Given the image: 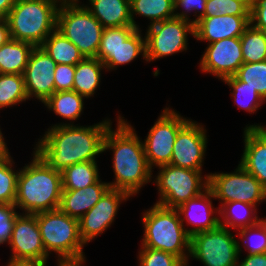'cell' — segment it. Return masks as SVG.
<instances>
[{
    "label": "cell",
    "instance_id": "cell-1",
    "mask_svg": "<svg viewBox=\"0 0 266 266\" xmlns=\"http://www.w3.org/2000/svg\"><path fill=\"white\" fill-rule=\"evenodd\" d=\"M110 119L92 126L58 125L49 127L38 139L34 151L52 168L63 171L76 163L96 161L103 153V141Z\"/></svg>",
    "mask_w": 266,
    "mask_h": 266
},
{
    "label": "cell",
    "instance_id": "cell-2",
    "mask_svg": "<svg viewBox=\"0 0 266 266\" xmlns=\"http://www.w3.org/2000/svg\"><path fill=\"white\" fill-rule=\"evenodd\" d=\"M116 122V130L111 125L103 141V152H113L115 179L108 184L110 188L124 191L133 197L152 181L154 170L147 162L143 142L132 125L121 115L117 116Z\"/></svg>",
    "mask_w": 266,
    "mask_h": 266
},
{
    "label": "cell",
    "instance_id": "cell-3",
    "mask_svg": "<svg viewBox=\"0 0 266 266\" xmlns=\"http://www.w3.org/2000/svg\"><path fill=\"white\" fill-rule=\"evenodd\" d=\"M32 155L31 162L19 170L14 205L27 214L58 209L62 173L50 167L35 151Z\"/></svg>",
    "mask_w": 266,
    "mask_h": 266
},
{
    "label": "cell",
    "instance_id": "cell-4",
    "mask_svg": "<svg viewBox=\"0 0 266 266\" xmlns=\"http://www.w3.org/2000/svg\"><path fill=\"white\" fill-rule=\"evenodd\" d=\"M144 235L141 248L161 250L179 257L189 266L190 236L176 208L153 204L143 212Z\"/></svg>",
    "mask_w": 266,
    "mask_h": 266
},
{
    "label": "cell",
    "instance_id": "cell-5",
    "mask_svg": "<svg viewBox=\"0 0 266 266\" xmlns=\"http://www.w3.org/2000/svg\"><path fill=\"white\" fill-rule=\"evenodd\" d=\"M58 7L53 0H16L6 17L11 39L41 46L56 29Z\"/></svg>",
    "mask_w": 266,
    "mask_h": 266
},
{
    "label": "cell",
    "instance_id": "cell-6",
    "mask_svg": "<svg viewBox=\"0 0 266 266\" xmlns=\"http://www.w3.org/2000/svg\"><path fill=\"white\" fill-rule=\"evenodd\" d=\"M42 242L48 255L56 253L58 260L85 257L86 245L80 236L79 221L59 208L36 214Z\"/></svg>",
    "mask_w": 266,
    "mask_h": 266
},
{
    "label": "cell",
    "instance_id": "cell-7",
    "mask_svg": "<svg viewBox=\"0 0 266 266\" xmlns=\"http://www.w3.org/2000/svg\"><path fill=\"white\" fill-rule=\"evenodd\" d=\"M81 3L71 0L59 5L56 29L77 46L84 57L96 58L104 27Z\"/></svg>",
    "mask_w": 266,
    "mask_h": 266
},
{
    "label": "cell",
    "instance_id": "cell-8",
    "mask_svg": "<svg viewBox=\"0 0 266 266\" xmlns=\"http://www.w3.org/2000/svg\"><path fill=\"white\" fill-rule=\"evenodd\" d=\"M158 169L160 170L153 181L159 192L156 203L164 207L177 208L208 188L209 174L203 176L202 171L171 164L160 166Z\"/></svg>",
    "mask_w": 266,
    "mask_h": 266
},
{
    "label": "cell",
    "instance_id": "cell-9",
    "mask_svg": "<svg viewBox=\"0 0 266 266\" xmlns=\"http://www.w3.org/2000/svg\"><path fill=\"white\" fill-rule=\"evenodd\" d=\"M242 245L231 230L218 225L190 237V255L203 266H237Z\"/></svg>",
    "mask_w": 266,
    "mask_h": 266
},
{
    "label": "cell",
    "instance_id": "cell-10",
    "mask_svg": "<svg viewBox=\"0 0 266 266\" xmlns=\"http://www.w3.org/2000/svg\"><path fill=\"white\" fill-rule=\"evenodd\" d=\"M146 31V62H153L156 59L187 51L188 35L194 37V23L174 17L148 25Z\"/></svg>",
    "mask_w": 266,
    "mask_h": 266
},
{
    "label": "cell",
    "instance_id": "cell-11",
    "mask_svg": "<svg viewBox=\"0 0 266 266\" xmlns=\"http://www.w3.org/2000/svg\"><path fill=\"white\" fill-rule=\"evenodd\" d=\"M208 187L215 200H220V207L230 201H241L258 206L266 202V189L240 164L234 172L209 173Z\"/></svg>",
    "mask_w": 266,
    "mask_h": 266
},
{
    "label": "cell",
    "instance_id": "cell-12",
    "mask_svg": "<svg viewBox=\"0 0 266 266\" xmlns=\"http://www.w3.org/2000/svg\"><path fill=\"white\" fill-rule=\"evenodd\" d=\"M189 120L170 107L164 108L142 141L151 169L170 164L177 133Z\"/></svg>",
    "mask_w": 266,
    "mask_h": 266
},
{
    "label": "cell",
    "instance_id": "cell-13",
    "mask_svg": "<svg viewBox=\"0 0 266 266\" xmlns=\"http://www.w3.org/2000/svg\"><path fill=\"white\" fill-rule=\"evenodd\" d=\"M8 245L12 250L9 260L48 261L49 255L42 242L36 214L20 213L16 216Z\"/></svg>",
    "mask_w": 266,
    "mask_h": 266
},
{
    "label": "cell",
    "instance_id": "cell-14",
    "mask_svg": "<svg viewBox=\"0 0 266 266\" xmlns=\"http://www.w3.org/2000/svg\"><path fill=\"white\" fill-rule=\"evenodd\" d=\"M202 123L190 119L177 133L170 164L202 171L207 148V134Z\"/></svg>",
    "mask_w": 266,
    "mask_h": 266
},
{
    "label": "cell",
    "instance_id": "cell-15",
    "mask_svg": "<svg viewBox=\"0 0 266 266\" xmlns=\"http://www.w3.org/2000/svg\"><path fill=\"white\" fill-rule=\"evenodd\" d=\"M131 196L121 190L109 188L100 200L86 212L79 221L81 239L85 244L101 235L111 227L117 215L120 204Z\"/></svg>",
    "mask_w": 266,
    "mask_h": 266
},
{
    "label": "cell",
    "instance_id": "cell-16",
    "mask_svg": "<svg viewBox=\"0 0 266 266\" xmlns=\"http://www.w3.org/2000/svg\"><path fill=\"white\" fill-rule=\"evenodd\" d=\"M200 60L199 68L203 73L212 74L221 81L234 76L243 64L240 37L207 43Z\"/></svg>",
    "mask_w": 266,
    "mask_h": 266
},
{
    "label": "cell",
    "instance_id": "cell-17",
    "mask_svg": "<svg viewBox=\"0 0 266 266\" xmlns=\"http://www.w3.org/2000/svg\"><path fill=\"white\" fill-rule=\"evenodd\" d=\"M56 62L41 46L34 47L23 73L29 100L35 97L44 103L54 92V70Z\"/></svg>",
    "mask_w": 266,
    "mask_h": 266
},
{
    "label": "cell",
    "instance_id": "cell-18",
    "mask_svg": "<svg viewBox=\"0 0 266 266\" xmlns=\"http://www.w3.org/2000/svg\"><path fill=\"white\" fill-rule=\"evenodd\" d=\"M212 199L215 200V197L208 187L200 195L184 202L176 208L183 226H185L184 221L186 220L187 224L193 227L189 229L185 228L186 233L190 237L202 231L215 229L219 225V217L217 215L219 208L214 209ZM214 214L215 216H213Z\"/></svg>",
    "mask_w": 266,
    "mask_h": 266
},
{
    "label": "cell",
    "instance_id": "cell-19",
    "mask_svg": "<svg viewBox=\"0 0 266 266\" xmlns=\"http://www.w3.org/2000/svg\"><path fill=\"white\" fill-rule=\"evenodd\" d=\"M250 25V16L202 17L194 23V38L209 44L224 38L240 37Z\"/></svg>",
    "mask_w": 266,
    "mask_h": 266
},
{
    "label": "cell",
    "instance_id": "cell-20",
    "mask_svg": "<svg viewBox=\"0 0 266 266\" xmlns=\"http://www.w3.org/2000/svg\"><path fill=\"white\" fill-rule=\"evenodd\" d=\"M239 164L266 189V128H244Z\"/></svg>",
    "mask_w": 266,
    "mask_h": 266
},
{
    "label": "cell",
    "instance_id": "cell-21",
    "mask_svg": "<svg viewBox=\"0 0 266 266\" xmlns=\"http://www.w3.org/2000/svg\"><path fill=\"white\" fill-rule=\"evenodd\" d=\"M108 182L99 179L83 189L62 190L59 209L75 219L88 212L109 189Z\"/></svg>",
    "mask_w": 266,
    "mask_h": 266
},
{
    "label": "cell",
    "instance_id": "cell-22",
    "mask_svg": "<svg viewBox=\"0 0 266 266\" xmlns=\"http://www.w3.org/2000/svg\"><path fill=\"white\" fill-rule=\"evenodd\" d=\"M142 30L136 29L117 48H99L96 58L99 59L106 68V71L117 70L119 65L132 62L139 55L146 61L145 36Z\"/></svg>",
    "mask_w": 266,
    "mask_h": 266
},
{
    "label": "cell",
    "instance_id": "cell-23",
    "mask_svg": "<svg viewBox=\"0 0 266 266\" xmlns=\"http://www.w3.org/2000/svg\"><path fill=\"white\" fill-rule=\"evenodd\" d=\"M85 7L104 28L133 26L130 0H88Z\"/></svg>",
    "mask_w": 266,
    "mask_h": 266
},
{
    "label": "cell",
    "instance_id": "cell-24",
    "mask_svg": "<svg viewBox=\"0 0 266 266\" xmlns=\"http://www.w3.org/2000/svg\"><path fill=\"white\" fill-rule=\"evenodd\" d=\"M105 65L97 58L85 57L75 65L73 90L85 98L94 96L100 86Z\"/></svg>",
    "mask_w": 266,
    "mask_h": 266
},
{
    "label": "cell",
    "instance_id": "cell-25",
    "mask_svg": "<svg viewBox=\"0 0 266 266\" xmlns=\"http://www.w3.org/2000/svg\"><path fill=\"white\" fill-rule=\"evenodd\" d=\"M85 97L78 94L76 91H60L54 92L43 104L49 111L70 121L69 123L54 124L58 125H74L75 120L83 113ZM73 121V122H72Z\"/></svg>",
    "mask_w": 266,
    "mask_h": 266
},
{
    "label": "cell",
    "instance_id": "cell-26",
    "mask_svg": "<svg viewBox=\"0 0 266 266\" xmlns=\"http://www.w3.org/2000/svg\"><path fill=\"white\" fill-rule=\"evenodd\" d=\"M219 208V225L231 230H239L257 224L262 218L257 215V207L255 205L241 202L230 201L224 203ZM223 219V220H221Z\"/></svg>",
    "mask_w": 266,
    "mask_h": 266
},
{
    "label": "cell",
    "instance_id": "cell-27",
    "mask_svg": "<svg viewBox=\"0 0 266 266\" xmlns=\"http://www.w3.org/2000/svg\"><path fill=\"white\" fill-rule=\"evenodd\" d=\"M34 46L27 42L10 39L0 47V74H22Z\"/></svg>",
    "mask_w": 266,
    "mask_h": 266
},
{
    "label": "cell",
    "instance_id": "cell-28",
    "mask_svg": "<svg viewBox=\"0 0 266 266\" xmlns=\"http://www.w3.org/2000/svg\"><path fill=\"white\" fill-rule=\"evenodd\" d=\"M41 47L56 64L76 65L85 58L78 47L57 29L45 39Z\"/></svg>",
    "mask_w": 266,
    "mask_h": 266
},
{
    "label": "cell",
    "instance_id": "cell-29",
    "mask_svg": "<svg viewBox=\"0 0 266 266\" xmlns=\"http://www.w3.org/2000/svg\"><path fill=\"white\" fill-rule=\"evenodd\" d=\"M130 15L132 24L139 29L134 20L136 15L149 19L154 24L175 17L174 0H130Z\"/></svg>",
    "mask_w": 266,
    "mask_h": 266
},
{
    "label": "cell",
    "instance_id": "cell-30",
    "mask_svg": "<svg viewBox=\"0 0 266 266\" xmlns=\"http://www.w3.org/2000/svg\"><path fill=\"white\" fill-rule=\"evenodd\" d=\"M96 161L76 163L65 168L62 173V190L83 189L96 183L99 179Z\"/></svg>",
    "mask_w": 266,
    "mask_h": 266
},
{
    "label": "cell",
    "instance_id": "cell-31",
    "mask_svg": "<svg viewBox=\"0 0 266 266\" xmlns=\"http://www.w3.org/2000/svg\"><path fill=\"white\" fill-rule=\"evenodd\" d=\"M243 63L266 60V32L255 29L251 24L240 36Z\"/></svg>",
    "mask_w": 266,
    "mask_h": 266
},
{
    "label": "cell",
    "instance_id": "cell-32",
    "mask_svg": "<svg viewBox=\"0 0 266 266\" xmlns=\"http://www.w3.org/2000/svg\"><path fill=\"white\" fill-rule=\"evenodd\" d=\"M29 100L22 74H0V109Z\"/></svg>",
    "mask_w": 266,
    "mask_h": 266
},
{
    "label": "cell",
    "instance_id": "cell-33",
    "mask_svg": "<svg viewBox=\"0 0 266 266\" xmlns=\"http://www.w3.org/2000/svg\"><path fill=\"white\" fill-rule=\"evenodd\" d=\"M222 82L227 84L229 88L231 87L230 94H232L231 97L234 99L237 108L253 114L265 103V100L256 90L247 86V83L240 81L235 75L225 78Z\"/></svg>",
    "mask_w": 266,
    "mask_h": 266
},
{
    "label": "cell",
    "instance_id": "cell-34",
    "mask_svg": "<svg viewBox=\"0 0 266 266\" xmlns=\"http://www.w3.org/2000/svg\"><path fill=\"white\" fill-rule=\"evenodd\" d=\"M13 164L9 151L0 158V204H15L19 170H15Z\"/></svg>",
    "mask_w": 266,
    "mask_h": 266
},
{
    "label": "cell",
    "instance_id": "cell-35",
    "mask_svg": "<svg viewBox=\"0 0 266 266\" xmlns=\"http://www.w3.org/2000/svg\"><path fill=\"white\" fill-rule=\"evenodd\" d=\"M235 76L247 86L256 90L266 101V60L255 63H243Z\"/></svg>",
    "mask_w": 266,
    "mask_h": 266
},
{
    "label": "cell",
    "instance_id": "cell-36",
    "mask_svg": "<svg viewBox=\"0 0 266 266\" xmlns=\"http://www.w3.org/2000/svg\"><path fill=\"white\" fill-rule=\"evenodd\" d=\"M237 236L247 250V254L266 253V217L257 224L238 230Z\"/></svg>",
    "mask_w": 266,
    "mask_h": 266
},
{
    "label": "cell",
    "instance_id": "cell-37",
    "mask_svg": "<svg viewBox=\"0 0 266 266\" xmlns=\"http://www.w3.org/2000/svg\"><path fill=\"white\" fill-rule=\"evenodd\" d=\"M220 15L250 16V7L242 0H206L203 17Z\"/></svg>",
    "mask_w": 266,
    "mask_h": 266
},
{
    "label": "cell",
    "instance_id": "cell-38",
    "mask_svg": "<svg viewBox=\"0 0 266 266\" xmlns=\"http://www.w3.org/2000/svg\"><path fill=\"white\" fill-rule=\"evenodd\" d=\"M137 258L139 266H186L179 257L151 248H141Z\"/></svg>",
    "mask_w": 266,
    "mask_h": 266
},
{
    "label": "cell",
    "instance_id": "cell-39",
    "mask_svg": "<svg viewBox=\"0 0 266 266\" xmlns=\"http://www.w3.org/2000/svg\"><path fill=\"white\" fill-rule=\"evenodd\" d=\"M137 28L134 26L107 27L103 29L99 48H117Z\"/></svg>",
    "mask_w": 266,
    "mask_h": 266
},
{
    "label": "cell",
    "instance_id": "cell-40",
    "mask_svg": "<svg viewBox=\"0 0 266 266\" xmlns=\"http://www.w3.org/2000/svg\"><path fill=\"white\" fill-rule=\"evenodd\" d=\"M17 207L11 204H0V245L9 243L12 235Z\"/></svg>",
    "mask_w": 266,
    "mask_h": 266
},
{
    "label": "cell",
    "instance_id": "cell-41",
    "mask_svg": "<svg viewBox=\"0 0 266 266\" xmlns=\"http://www.w3.org/2000/svg\"><path fill=\"white\" fill-rule=\"evenodd\" d=\"M205 5L206 0H174L175 17L191 21L192 19H190L189 13L194 11L193 13L195 14H193V16L196 17L192 22L195 23L204 16ZM178 8H182V12H177Z\"/></svg>",
    "mask_w": 266,
    "mask_h": 266
},
{
    "label": "cell",
    "instance_id": "cell-42",
    "mask_svg": "<svg viewBox=\"0 0 266 266\" xmlns=\"http://www.w3.org/2000/svg\"><path fill=\"white\" fill-rule=\"evenodd\" d=\"M75 65L57 64L54 70L55 92L73 90Z\"/></svg>",
    "mask_w": 266,
    "mask_h": 266
},
{
    "label": "cell",
    "instance_id": "cell-43",
    "mask_svg": "<svg viewBox=\"0 0 266 266\" xmlns=\"http://www.w3.org/2000/svg\"><path fill=\"white\" fill-rule=\"evenodd\" d=\"M250 24L266 32V0H254L250 7Z\"/></svg>",
    "mask_w": 266,
    "mask_h": 266
},
{
    "label": "cell",
    "instance_id": "cell-44",
    "mask_svg": "<svg viewBox=\"0 0 266 266\" xmlns=\"http://www.w3.org/2000/svg\"><path fill=\"white\" fill-rule=\"evenodd\" d=\"M237 266H266V253L247 254L241 261L238 258Z\"/></svg>",
    "mask_w": 266,
    "mask_h": 266
},
{
    "label": "cell",
    "instance_id": "cell-45",
    "mask_svg": "<svg viewBox=\"0 0 266 266\" xmlns=\"http://www.w3.org/2000/svg\"><path fill=\"white\" fill-rule=\"evenodd\" d=\"M11 39L9 25L6 18H0V47Z\"/></svg>",
    "mask_w": 266,
    "mask_h": 266
},
{
    "label": "cell",
    "instance_id": "cell-46",
    "mask_svg": "<svg viewBox=\"0 0 266 266\" xmlns=\"http://www.w3.org/2000/svg\"><path fill=\"white\" fill-rule=\"evenodd\" d=\"M16 0H0V18H6Z\"/></svg>",
    "mask_w": 266,
    "mask_h": 266
},
{
    "label": "cell",
    "instance_id": "cell-47",
    "mask_svg": "<svg viewBox=\"0 0 266 266\" xmlns=\"http://www.w3.org/2000/svg\"><path fill=\"white\" fill-rule=\"evenodd\" d=\"M86 257L78 258V259H57L58 266H84L83 264L86 263Z\"/></svg>",
    "mask_w": 266,
    "mask_h": 266
},
{
    "label": "cell",
    "instance_id": "cell-48",
    "mask_svg": "<svg viewBox=\"0 0 266 266\" xmlns=\"http://www.w3.org/2000/svg\"><path fill=\"white\" fill-rule=\"evenodd\" d=\"M47 263L38 261H12L8 260L7 266H47Z\"/></svg>",
    "mask_w": 266,
    "mask_h": 266
},
{
    "label": "cell",
    "instance_id": "cell-49",
    "mask_svg": "<svg viewBox=\"0 0 266 266\" xmlns=\"http://www.w3.org/2000/svg\"><path fill=\"white\" fill-rule=\"evenodd\" d=\"M1 131L2 130L0 128V158H2L9 151L7 148V143H5L4 135Z\"/></svg>",
    "mask_w": 266,
    "mask_h": 266
},
{
    "label": "cell",
    "instance_id": "cell-50",
    "mask_svg": "<svg viewBox=\"0 0 266 266\" xmlns=\"http://www.w3.org/2000/svg\"><path fill=\"white\" fill-rule=\"evenodd\" d=\"M245 128H266V125L265 126H261L260 124H253V125H246Z\"/></svg>",
    "mask_w": 266,
    "mask_h": 266
},
{
    "label": "cell",
    "instance_id": "cell-51",
    "mask_svg": "<svg viewBox=\"0 0 266 266\" xmlns=\"http://www.w3.org/2000/svg\"><path fill=\"white\" fill-rule=\"evenodd\" d=\"M54 2L58 3L59 5L63 4V3H66V2H69L71 0H53Z\"/></svg>",
    "mask_w": 266,
    "mask_h": 266
},
{
    "label": "cell",
    "instance_id": "cell-52",
    "mask_svg": "<svg viewBox=\"0 0 266 266\" xmlns=\"http://www.w3.org/2000/svg\"><path fill=\"white\" fill-rule=\"evenodd\" d=\"M242 1H244L249 7H251L254 0H242Z\"/></svg>",
    "mask_w": 266,
    "mask_h": 266
}]
</instances>
